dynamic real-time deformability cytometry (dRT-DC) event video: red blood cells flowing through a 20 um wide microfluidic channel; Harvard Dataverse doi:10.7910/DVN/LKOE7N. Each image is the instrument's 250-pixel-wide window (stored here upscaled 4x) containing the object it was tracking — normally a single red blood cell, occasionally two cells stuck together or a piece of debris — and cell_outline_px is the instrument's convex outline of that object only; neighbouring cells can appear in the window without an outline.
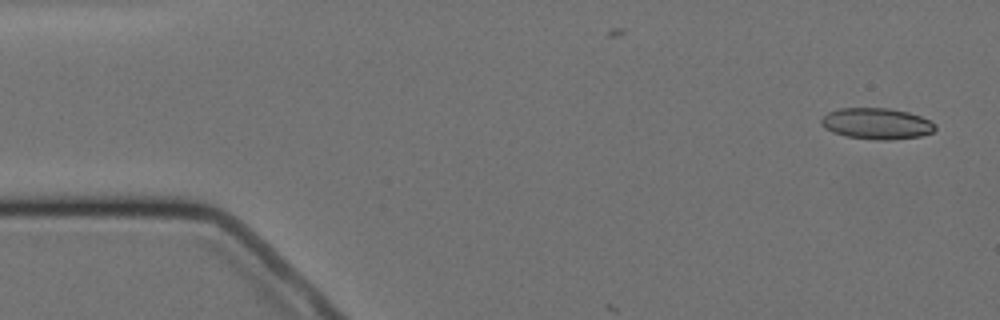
{"species": "Egyptian fruit bat (a non-hibernating species)", "species_latin": "Rousettus aegyptiacus", "temperature_condition": "cold", "stored_images_in_passage": 4, "camera_frame_rate_fps": 3000, "um_per_image_px": 0.085, "animal": {"sex": "female"}, "frame": {"image": 1, "passage_image": 1, "time_ms": 0.0, "image_size_px": [1000, 320], "cell_outline_px": [[936, 128], [932, 132], [920, 136], [892, 140], [872, 140], [844, 136], [832, 132], [824, 128], [820, 124], [820, 120], [828, 112], [840, 108], [888, 108], [908, 112], [920, 116], [936, 124]], "centroid_in_image_um": [74.49, 10.52], "position_along_channel_um": 10.5, "area_um2": 20.87}}
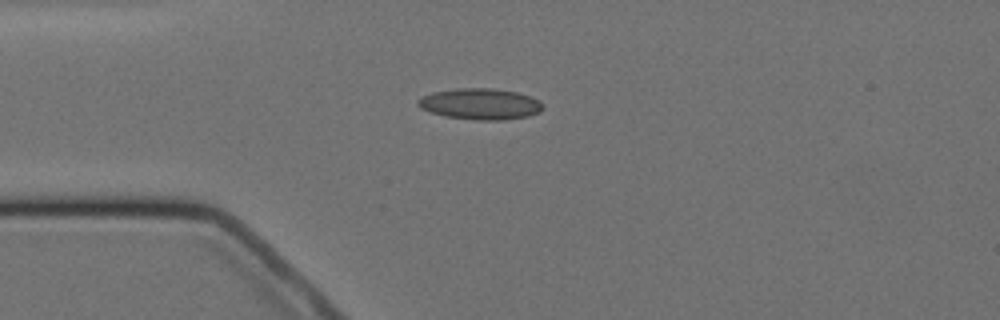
{"frame": {"image": 2, "passage_image": 4, "time_ms": 3.667, "image_size_px": [1000, 320], "cell_outline_px": [[540, 112], [528, 116], [504, 120], [476, 120], [444, 116], [420, 108], [416, 104], [416, 100], [420, 96], [432, 92], [456, 88], [488, 88], [516, 92], [540, 100]], "centroid_in_image_um": [40.75, 8.84], "position_along_channel_um": 44.3, "area_um2": 22.6}}